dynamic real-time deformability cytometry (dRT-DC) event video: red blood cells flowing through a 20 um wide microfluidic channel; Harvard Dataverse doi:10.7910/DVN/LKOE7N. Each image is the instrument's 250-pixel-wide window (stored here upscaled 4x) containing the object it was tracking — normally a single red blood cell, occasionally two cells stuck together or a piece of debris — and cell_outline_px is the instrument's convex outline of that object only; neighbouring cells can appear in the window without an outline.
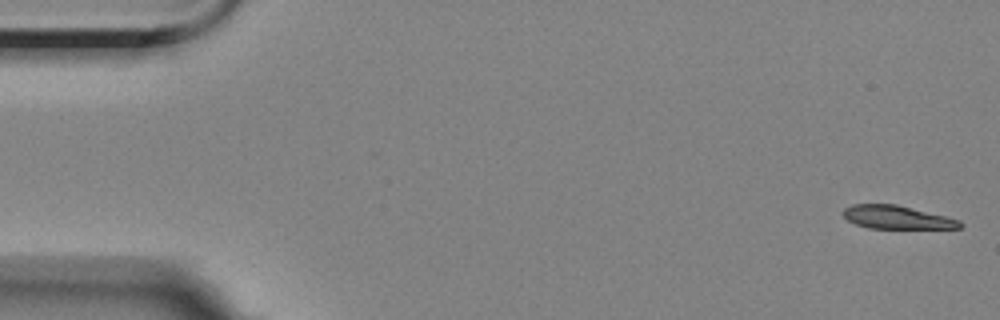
{"species": "Egyptian fruit bat (a non-hibernating species)", "species_latin": "Rousettus aegyptiacus", "temperature_condition": "room temperature", "stored_images_in_passage": 5, "camera_frame_rate_fps": 3000, "um_per_image_px": 0.085, "animal": {"sex": "female"}, "frame": {"image": 1, "passage_image": 1, "time_ms": 0.0, "image_size_px": [1000, 320], "cell_outline_px": [[964, 224], [960, 228], [868, 228], [856, 224], [848, 220], [844, 216], [844, 208], [852, 204], [896, 204], [960, 220]], "centroid_in_image_um": [76.23, 18.47], "position_along_channel_um": 8.8, "area_um2": 15.61}}
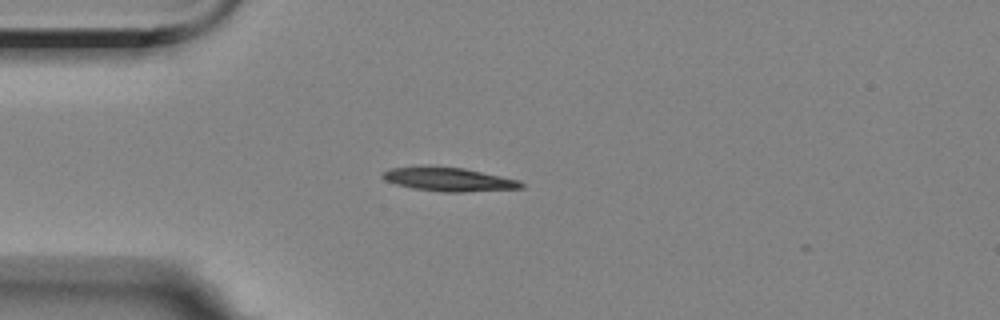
{"frame": {"image": 2, "passage_image": 5, "time_ms": 4.333, "image_size_px": [1000, 320], "cell_outline_px": [[524, 188], [460, 192], [444, 192], [412, 188], [396, 184], [384, 180], [380, 176], [380, 172], [392, 168], [420, 164], [432, 164], [464, 168], [520, 180], [524, 184]], "centroid_in_image_um": [38.06, 15.21], "position_along_channel_um": 46.9, "area_um2": 19.83}}